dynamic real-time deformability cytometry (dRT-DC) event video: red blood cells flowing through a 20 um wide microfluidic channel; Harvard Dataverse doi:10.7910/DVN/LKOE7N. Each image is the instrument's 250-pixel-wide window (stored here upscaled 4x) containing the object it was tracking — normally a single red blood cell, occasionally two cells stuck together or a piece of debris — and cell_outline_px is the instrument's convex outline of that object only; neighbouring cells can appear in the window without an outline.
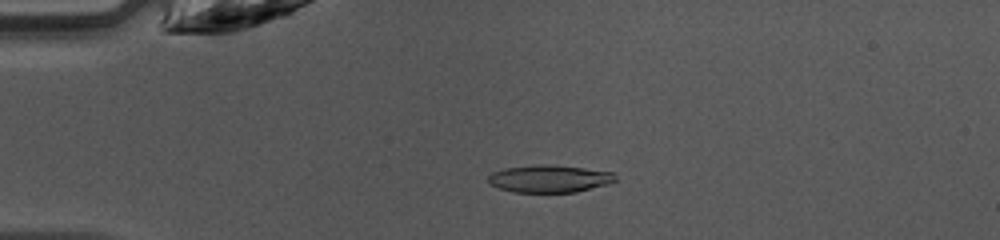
{"species": "common noctule bat (a hibernating species)", "species_latin": "Nyctalus noctula", "temperature_condition": "warm", "stored_images_in_passage": 47, "camera_frame_rate_fps": 3000, "um_per_image_px": 0.085, "animal": {"sex": "female", "body_mass_g": 10.0, "forearm_length_mm": 53.1}, "frame": {"image": 1, "passage_image": 11, "time_ms": 3.333, "image_size_px": [1000, 240], "cell_outline_px": [[616, 180], [608, 184], [576, 192], [512, 192], [488, 184], [488, 176], [492, 172], [504, 168], [536, 164], [548, 164], [584, 168], [612, 172], [616, 176]], "centroid_in_image_um": [46.67, 15.18], "position_along_channel_um": 38.3, "area_um2": 20.4}}
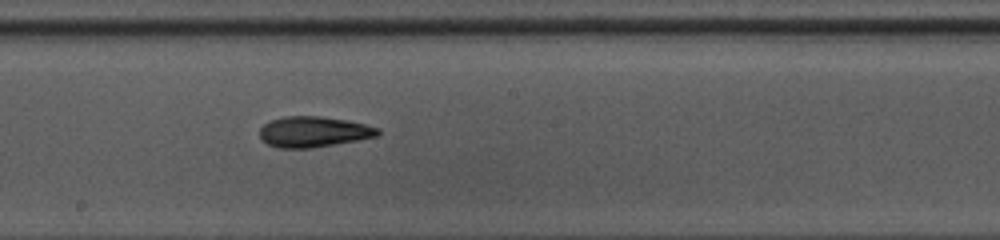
{"frame": {"image": 2, "passage_image": 26, "time_ms": 8.333, "image_size_px": [1000, 240], "cell_outline_px": [[380, 132], [376, 136], [356, 140], [312, 148], [280, 148], [268, 144], [260, 140], [260, 128], [264, 124], [272, 120], [284, 116], [320, 116], [344, 120], [364, 124], [380, 128]], "centroid_in_image_um": [26.61, 11.2], "position_along_channel_um": 221.6, "area_um2": 20.92}}
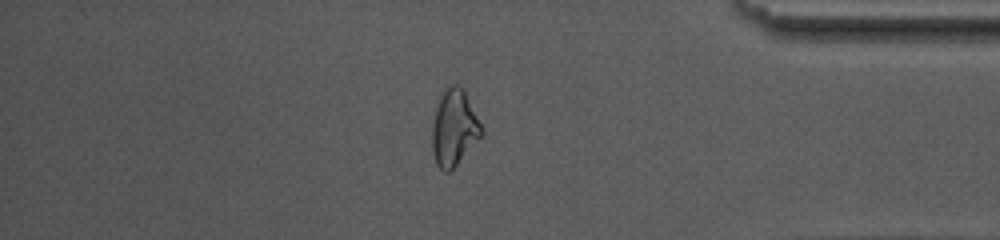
{"frame": {"image": 3, "passage_image": 40, "time_ms": 13.0, "image_size_px": [1000, 240], "cell_outline_px": [[484, 132], [456, 164], [448, 172], [444, 172], [436, 164], [432, 152], [432, 128], [436, 108], [440, 96], [452, 84], [456, 84], [464, 88], [484, 128]], "centroid_in_image_um": [38.61, 10.84], "position_along_channel_um": 396.6, "area_um2": 21.73}, "authors_computed_cell_mechanics": {"area_um2": 20.9236, "velocity_mm_per_s": 4.255, "shape_relaxation_time_tau1_ms": 5.1319, "shape_relaxation_time_tau2_ms": 3.5179, "deformation_change_tau1": 0.1929, "deformation_change_tau2": 0.1214}}